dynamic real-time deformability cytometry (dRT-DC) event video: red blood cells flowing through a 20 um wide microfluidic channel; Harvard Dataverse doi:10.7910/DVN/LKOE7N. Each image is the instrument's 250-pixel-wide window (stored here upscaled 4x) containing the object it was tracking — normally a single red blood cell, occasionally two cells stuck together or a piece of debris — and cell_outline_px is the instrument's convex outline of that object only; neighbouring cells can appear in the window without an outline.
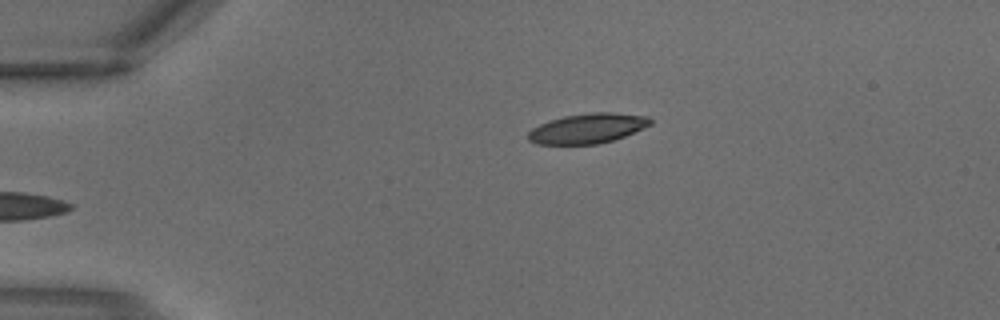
{"species": "common noctule bat (a hibernating species)", "species_latin": "Nyctalus noctula", "temperature_condition": "warm", "stored_images_in_passage": 2, "camera_frame_rate_fps": 3000, "um_per_image_px": 0.085, "animal": {"sex": "male", "body_mass_g": 18.8}, "frame": {"image": 1, "passage_image": 2, "time_ms": 0.333, "image_size_px": [1000, 320], "cell_outline_px": [[652, 124], [624, 136], [612, 140], [596, 144], [536, 144], [528, 140], [528, 132], [532, 128], [540, 124], [564, 116], [588, 112], [612, 112], [648, 116], [652, 120]], "centroid_in_image_um": [49.95, 10.9], "position_along_channel_um": 35.1, "area_um2": 21.21}}